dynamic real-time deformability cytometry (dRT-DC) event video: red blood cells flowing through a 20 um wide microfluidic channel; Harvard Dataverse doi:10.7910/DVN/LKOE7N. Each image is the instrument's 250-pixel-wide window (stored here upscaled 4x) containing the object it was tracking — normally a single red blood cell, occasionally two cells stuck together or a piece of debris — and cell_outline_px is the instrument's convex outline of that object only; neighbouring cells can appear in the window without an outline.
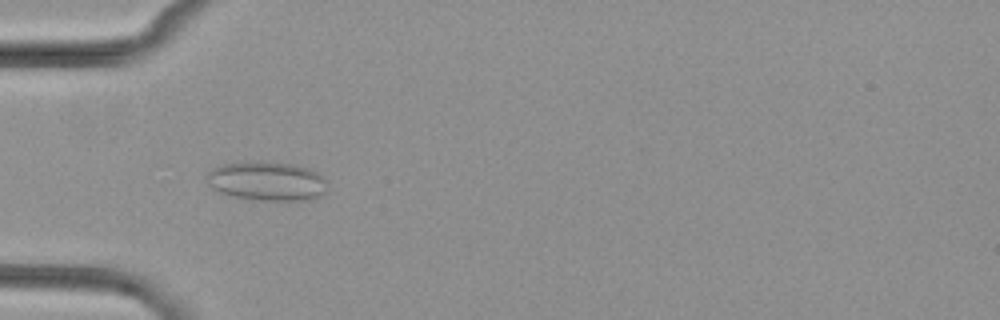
{"species": "common noctule bat (a hibernating species)", "species_latin": "Nyctalus noctula", "temperature_condition": "cold", "stored_images_in_passage": 54, "camera_frame_rate_fps": 3000, "um_per_image_px": 0.085, "animal": {"sex": "female", "body_mass_g": 29.2, "forearm_length_mm": 56.3}, "frame": {"image": 1, "passage_image": 18, "time_ms": 5.667, "image_size_px": [1000, 320], "cell_outline_px": [[324, 192], [320, 196], [308, 200], [256, 200], [232, 196], [220, 192], [212, 188], [208, 184], [208, 172], [212, 168], [224, 164], [260, 160], [292, 164], [308, 168], [324, 176]], "centroid_in_image_um": [22.67, 15.38], "position_along_channel_um": 62.3, "area_um2": 27.46}}
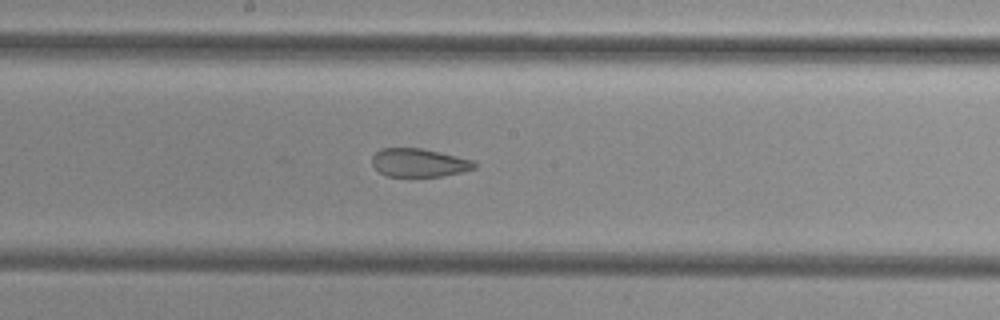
{"frame": {"image": 2, "passage_image": 30, "time_ms": 9.667, "image_size_px": [1000, 320], "cell_outline_px": [[476, 168], [460, 172], [440, 176], [388, 176], [380, 172], [372, 164], [372, 156], [380, 148], [420, 148], [440, 152], [472, 160], [476, 164]], "centroid_in_image_um": [35.59, 13.82], "position_along_channel_um": 212.6, "area_um2": 16.7}}
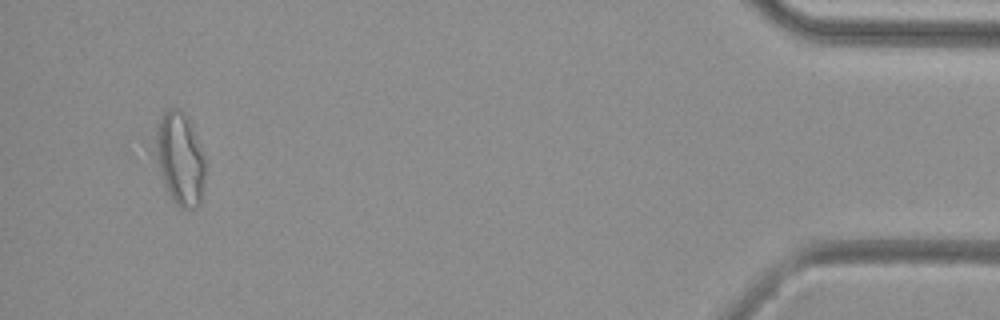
{"frame": {"image": 3, "passage_image": 52, "time_ms": 17.0, "image_size_px": [1000, 320], "cell_outline_px": [[204, 176], [200, 204], [196, 208], [180, 208], [172, 200], [164, 184], [156, 160], [156, 136], [160, 120], [164, 112], [168, 108], [180, 108], [192, 128], [196, 136], [204, 156]], "centroid_in_image_um": [15.3, 13.53], "position_along_channel_um": 419.9, "area_um2": 26.24}, "authors_computed_cell_mechanics": {"area_um2": 22.5131, "velocity_mm_per_s": 3.8315, "shape_relaxation_time_tau1_ms": null, "shape_relaxation_time_tau2_ms": 1.5386, "deformation_change_tau1": null, "deformation_change_tau2": 0.076}}